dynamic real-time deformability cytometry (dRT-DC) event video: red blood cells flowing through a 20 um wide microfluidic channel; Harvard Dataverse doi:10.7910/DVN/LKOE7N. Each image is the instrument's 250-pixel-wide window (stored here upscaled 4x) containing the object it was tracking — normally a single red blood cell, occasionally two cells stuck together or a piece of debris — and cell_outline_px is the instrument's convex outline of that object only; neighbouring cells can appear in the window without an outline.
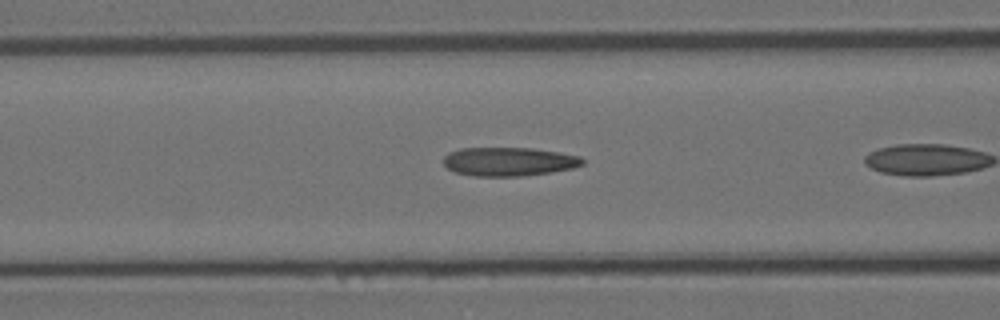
{"species": "Egyptian fruit bat (a non-hibernating species)", "species_latin": "Rousettus aegyptiacus", "temperature_condition": "room temperature", "stored_images_in_passage": 10, "camera_frame_rate_fps": 3000, "um_per_image_px": 0.085, "animal": {"sex": "female"}, "frame": {"image": 1, "passage_image": 6, "time_ms": 1.667, "image_size_px": [1000, 320], "cell_outline_px": [[584, 164], [572, 168], [548, 172], [520, 176], [472, 176], [452, 172], [444, 164], [444, 156], [448, 152], [460, 148], [532, 148], [560, 152], [580, 156], [584, 160]], "centroid_in_image_um": [43.22, 13.73], "position_along_channel_um": 123.4, "area_um2": 23.35}}
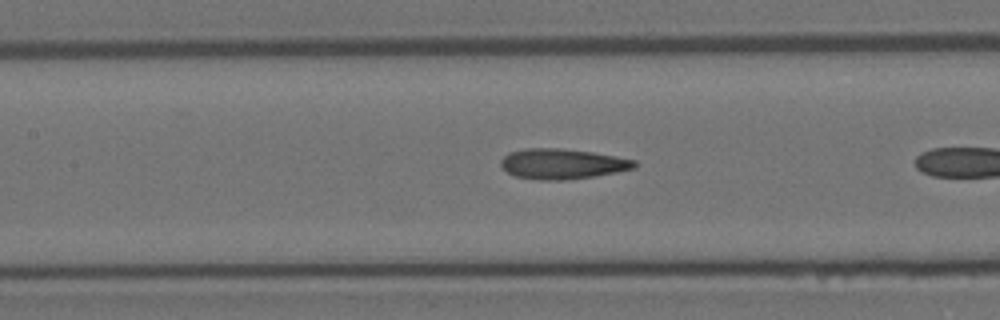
{"frame": {"image": 2, "passage_image": 9, "time_ms": 2.667, "image_size_px": [1000, 320], "cell_outline_px": [[636, 168], [596, 176], [564, 180], [540, 180], [516, 176], [508, 172], [500, 164], [500, 160], [508, 152], [524, 148], [560, 148], [592, 152], [616, 156], [636, 160]], "centroid_in_image_um": [47.8, 13.92], "position_along_channel_um": 159.6, "area_um2": 23.64}}